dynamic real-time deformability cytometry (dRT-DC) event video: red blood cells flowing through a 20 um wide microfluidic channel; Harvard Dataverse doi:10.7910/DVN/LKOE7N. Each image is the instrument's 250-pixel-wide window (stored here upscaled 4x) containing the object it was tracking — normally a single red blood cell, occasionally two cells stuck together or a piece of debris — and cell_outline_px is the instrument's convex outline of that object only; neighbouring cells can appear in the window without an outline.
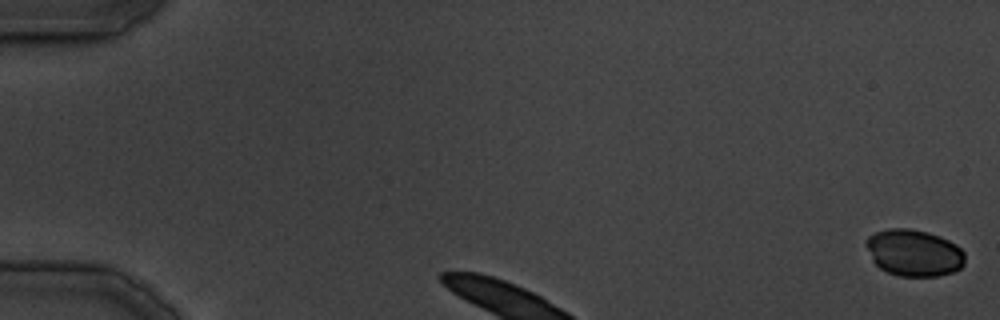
{"species": "common noctule bat (a hibernating species)", "species_latin": "Nyctalus noctula", "temperature_condition": "cold", "stored_images_in_passage": 4, "camera_frame_rate_fps": 3000, "um_per_image_px": 0.085, "animal": {"sex": "male", "body_mass_g": 19.5, "forearm_length_mm": 54.6}, "frame": {"image": 1, "passage_image": 1, "time_ms": 0.0, "image_size_px": [1000, 320], "cell_outline_px": [[964, 264], [960, 268], [952, 272], [936, 276], [900, 276], [888, 272], [880, 268], [872, 260], [864, 244], [864, 240], [868, 236], [876, 232], [888, 228], [908, 228], [928, 232], [940, 236], [956, 244], [964, 252]], "centroid_in_image_um": [77.66, 21.47], "position_along_channel_um": 7.3, "area_um2": 27.05}}